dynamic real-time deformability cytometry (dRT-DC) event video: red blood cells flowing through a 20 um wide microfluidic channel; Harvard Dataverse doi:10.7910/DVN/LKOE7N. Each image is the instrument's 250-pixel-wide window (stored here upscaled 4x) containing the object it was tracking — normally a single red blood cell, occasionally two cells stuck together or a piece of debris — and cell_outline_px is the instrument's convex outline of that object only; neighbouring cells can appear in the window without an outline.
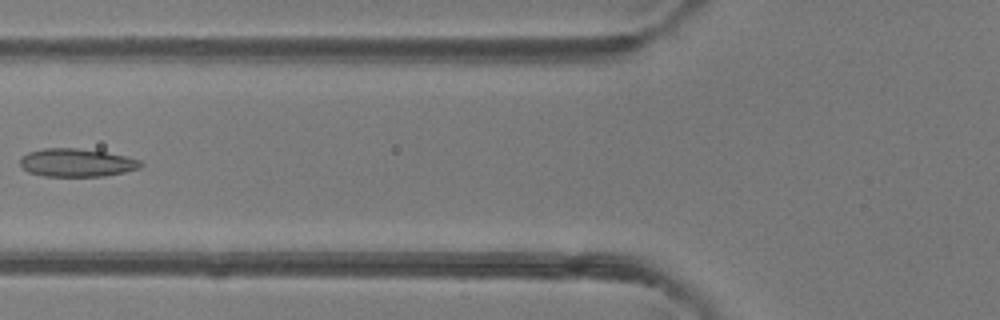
{"species": "common noctule bat (a hibernating species)", "species_latin": "Nyctalus noctula", "temperature_condition": "room temperature", "stored_images_in_passage": 5, "camera_frame_rate_fps": 3000, "um_per_image_px": 0.085, "animal": {"sex": "female"}, "frame": {"image": 1, "passage_image": 5, "time_ms": 1.333, "image_size_px": [1000, 320], "cell_outline_px": [[144, 164], [140, 168], [124, 172], [104, 176], [44, 176], [28, 172], [20, 164], [20, 156], [28, 152], [44, 148], [76, 148], [104, 152], [124, 156], [140, 160]], "centroid_in_image_um": [6.5, 13.83], "position_along_channel_um": 119.3, "area_um2": 19.71}}